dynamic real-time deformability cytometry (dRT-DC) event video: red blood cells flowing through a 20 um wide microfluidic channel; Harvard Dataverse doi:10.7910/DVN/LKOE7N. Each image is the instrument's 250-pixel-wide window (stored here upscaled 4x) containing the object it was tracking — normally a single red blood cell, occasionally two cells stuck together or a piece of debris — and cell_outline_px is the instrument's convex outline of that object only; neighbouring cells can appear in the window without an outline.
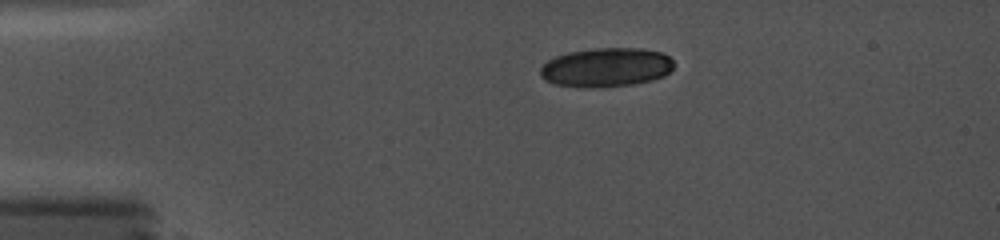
{"species": "common noctule bat (a hibernating species)", "species_latin": "Nyctalus noctula", "temperature_condition": "cold", "stored_images_in_passage": 10, "camera_frame_rate_fps": 5000, "um_per_image_px": 0.085, "animal": {"sex": "female", "body_mass_g": 19.0, "forearm_length_mm": 56.7}, "frame": {"image": 1, "passage_image": 1, "time_ms": 0.0, "image_size_px": [1000, 240], "cell_outline_px": [[672, 68], [664, 76], [652, 80], [632, 84], [600, 88], [556, 84], [544, 80], [540, 76], [540, 68], [548, 60], [556, 56], [568, 52], [592, 48], [640, 48], [664, 52], [672, 60]], "centroid_in_image_um": [51.52, 5.71], "position_along_channel_um": 33.5, "area_um2": 30.4}}